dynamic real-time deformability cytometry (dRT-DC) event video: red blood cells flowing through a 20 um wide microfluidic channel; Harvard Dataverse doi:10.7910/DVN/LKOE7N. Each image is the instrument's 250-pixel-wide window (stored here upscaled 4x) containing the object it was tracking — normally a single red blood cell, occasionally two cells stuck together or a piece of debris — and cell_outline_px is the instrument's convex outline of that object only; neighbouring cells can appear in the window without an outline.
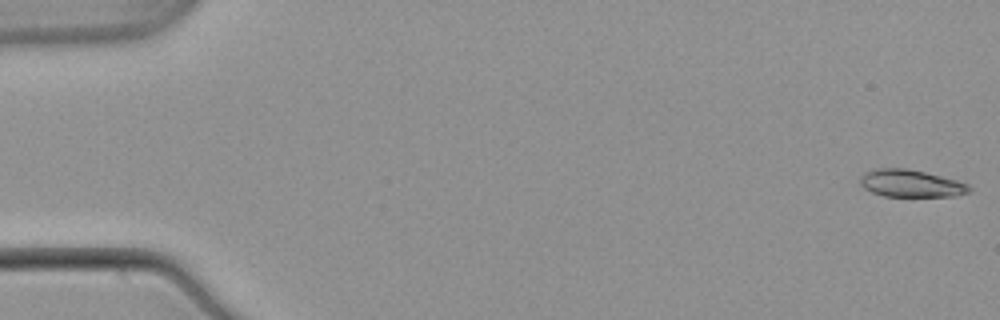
{"species": "common noctule bat (a hibernating species)", "species_latin": "Nyctalus noctula", "temperature_condition": "warm", "stored_images_in_passage": 53, "camera_frame_rate_fps": 3000, "um_per_image_px": 0.085, "animal": {"sex": "male", "body_mass_g": 21.5, "forearm_length_mm": 52.0}, "frame": {"image": 1, "passage_image": 1, "time_ms": 0.0, "image_size_px": [1000, 320], "cell_outline_px": [[972, 188], [968, 192], [956, 196], [884, 196], [872, 192], [864, 188], [860, 184], [860, 176], [864, 172], [876, 168], [908, 168], [956, 180], [968, 184]], "centroid_in_image_um": [77.39, 15.58], "position_along_channel_um": 7.6, "area_um2": 17.34}}
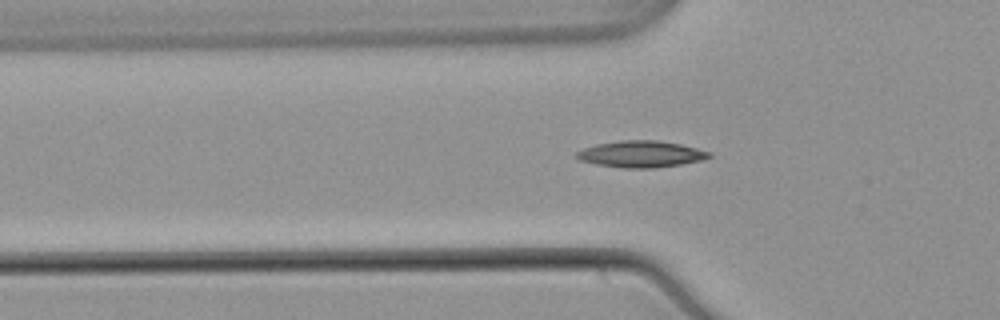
{"frame": {"image": 2, "passage_image": 18, "time_ms": 5.667, "image_size_px": [1000, 320], "cell_outline_px": [[712, 156], [700, 160], [680, 164], [656, 168], [624, 168], [596, 164], [580, 160], [576, 156], [576, 152], [584, 148], [596, 144], [620, 140], [656, 140], [680, 144], [712, 152]], "centroid_in_image_um": [54.48, 13.09], "position_along_channel_um": 71.3, "area_um2": 20.4}}
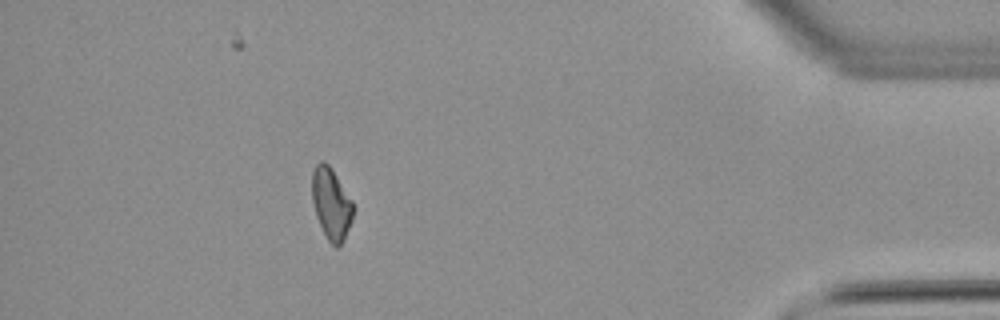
{"frame": {"image": 3, "passage_image": 48, "time_ms": 15.667, "image_size_px": [1000, 320], "cell_outline_px": [[356, 208], [352, 220], [344, 240], [336, 248], [328, 240], [316, 216], [312, 200], [312, 172], [316, 164], [320, 160], [324, 160], [332, 168], [352, 200]], "centroid_in_image_um": [28.17, 17.28], "position_along_channel_um": 407.0, "area_um2": 17.34}}